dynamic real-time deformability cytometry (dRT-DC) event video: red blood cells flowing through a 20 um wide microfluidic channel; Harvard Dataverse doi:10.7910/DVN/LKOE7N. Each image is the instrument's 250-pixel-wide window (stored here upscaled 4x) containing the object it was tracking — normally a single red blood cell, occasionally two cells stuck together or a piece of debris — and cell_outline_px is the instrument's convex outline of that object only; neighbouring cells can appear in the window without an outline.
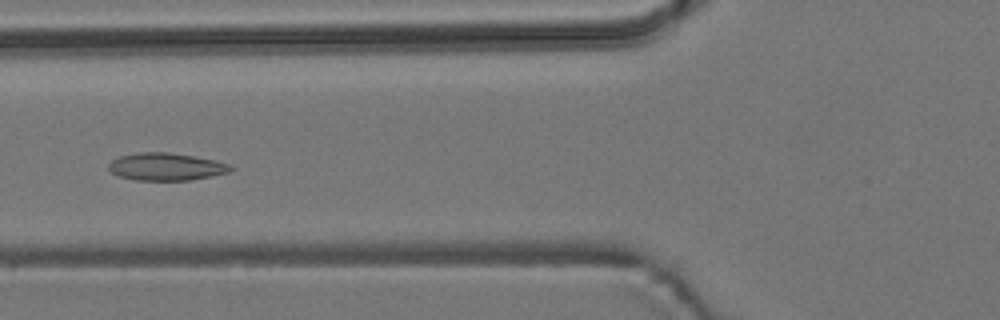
{"species": "common noctule bat (a hibernating species)", "species_latin": "Nyctalus noctula", "temperature_condition": "room temperature", "stored_images_in_passage": 13, "camera_frame_rate_fps": 3000, "um_per_image_px": 0.085, "animal": {"sex": "male", "body_mass_g": 19.2, "forearm_length_mm": 51.8}, "frame": {"image": 1, "passage_image": 6, "time_ms": 1.667, "image_size_px": [1000, 320], "cell_outline_px": [[232, 168], [228, 172], [212, 176], [188, 180], [136, 180], [116, 176], [108, 168], [108, 164], [112, 160], [120, 156], [136, 152], [168, 152], [216, 160], [228, 164]], "centroid_in_image_um": [14.06, 14.17], "position_along_channel_um": 111.7, "area_um2": 19.48}}